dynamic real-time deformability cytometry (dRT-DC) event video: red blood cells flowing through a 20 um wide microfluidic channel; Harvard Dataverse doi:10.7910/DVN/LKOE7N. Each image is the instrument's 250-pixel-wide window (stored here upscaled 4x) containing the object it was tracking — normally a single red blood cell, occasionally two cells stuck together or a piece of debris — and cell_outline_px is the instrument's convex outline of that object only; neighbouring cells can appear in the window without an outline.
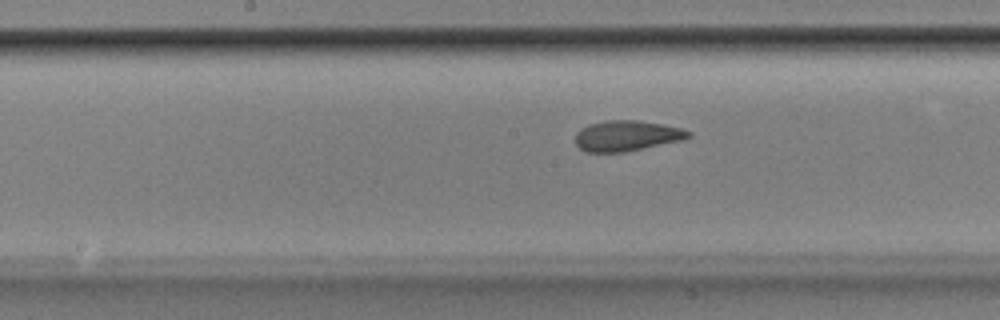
{"species": "Egyptian fruit bat (a non-hibernating species)", "species_latin": "Rousettus aegyptiacus", "temperature_condition": "room temperature", "stored_images_in_passage": 33, "camera_frame_rate_fps": 3000, "um_per_image_px": 0.085, "animal": {"sex": "male"}, "frame": {"image": 1, "passage_image": 13, "time_ms": 4.0, "image_size_px": [1000, 320], "cell_outline_px": [[692, 136], [684, 140], [624, 152], [584, 152], [576, 144], [576, 132], [580, 128], [588, 124], [604, 120], [636, 120], [660, 124], [680, 128], [692, 132]], "centroid_in_image_um": [53.26, 11.54], "position_along_channel_um": 194.9, "area_um2": 20.23}}
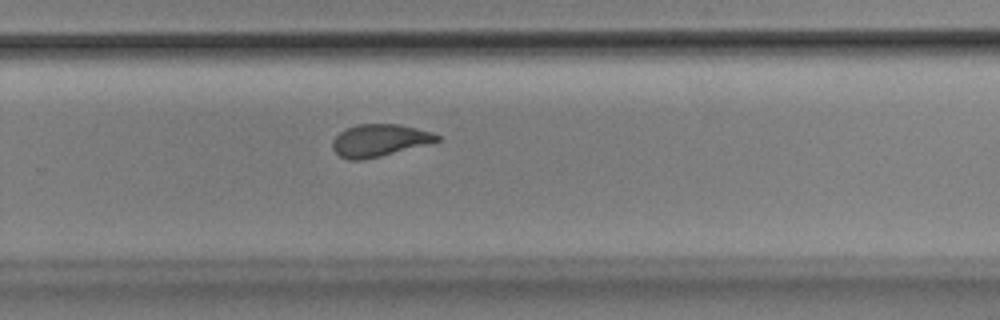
{"frame": {"image": 2, "passage_image": 21, "time_ms": 6.667, "image_size_px": [1000, 320], "cell_outline_px": [[440, 140], [380, 156], [364, 160], [348, 160], [340, 156], [332, 148], [332, 140], [340, 132], [348, 128], [360, 124], [400, 124], [432, 132], [440, 136]], "centroid_in_image_um": [32.22, 11.93], "position_along_channel_um": 297.6, "area_um2": 19.36}}
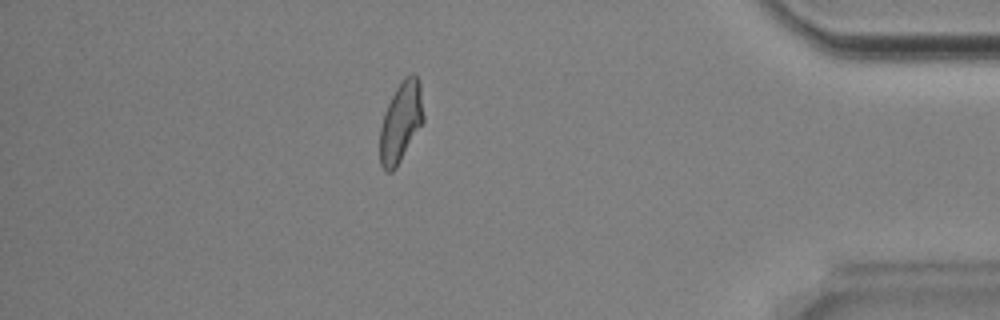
{"frame": {"image": 3, "passage_image": 32, "time_ms": 10.333, "image_size_px": [1000, 320], "cell_outline_px": [[424, 120], [396, 168], [392, 172], [384, 172], [380, 164], [380, 128], [388, 104], [396, 88], [404, 76], [412, 72], [420, 80], [424, 116]], "centroid_in_image_um": [34.08, 10.36], "position_along_channel_um": 401.1, "area_um2": 20.35}}